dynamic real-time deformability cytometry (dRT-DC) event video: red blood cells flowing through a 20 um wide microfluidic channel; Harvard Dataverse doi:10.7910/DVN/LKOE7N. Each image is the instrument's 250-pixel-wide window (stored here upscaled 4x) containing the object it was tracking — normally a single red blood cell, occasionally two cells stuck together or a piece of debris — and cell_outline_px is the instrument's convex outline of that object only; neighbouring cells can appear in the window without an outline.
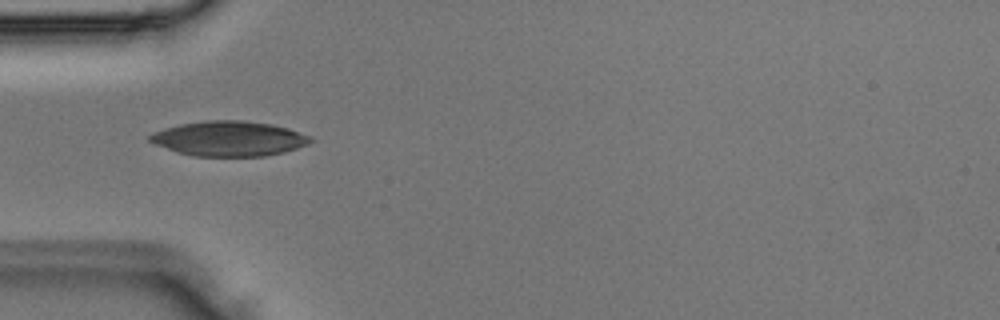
{"species": "Egyptian fruit bat (a non-hibernating species)", "species_latin": "Rousettus aegyptiacus", "temperature_condition": "room temperature", "stored_images_in_passage": 2, "camera_frame_rate_fps": 3000, "um_per_image_px": 0.085, "animal": {"sex": "male"}, "frame": {"image": 1, "passage_image": 2, "time_ms": 0.333, "image_size_px": [1000, 320], "cell_outline_px": [[316, 140], [308, 144], [284, 152], [264, 156], [196, 156], [176, 152], [156, 144], [148, 140], [148, 136], [152, 132], [164, 128], [180, 124], [204, 120], [244, 120], [272, 124], [288, 128], [312, 136]], "centroid_in_image_um": [19.49, 11.77], "position_along_channel_um": 65.5, "area_um2": 32.95}}